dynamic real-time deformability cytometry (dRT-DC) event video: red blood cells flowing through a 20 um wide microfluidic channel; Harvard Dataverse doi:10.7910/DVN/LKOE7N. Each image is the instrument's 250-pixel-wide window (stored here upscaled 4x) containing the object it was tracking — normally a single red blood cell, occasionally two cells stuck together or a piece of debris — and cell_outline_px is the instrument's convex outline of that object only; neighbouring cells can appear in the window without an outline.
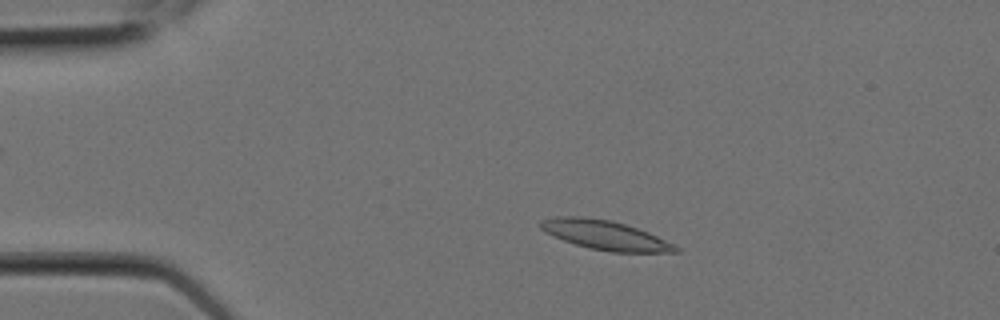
{"species": "Egyptian fruit bat (a non-hibernating species)", "species_latin": "Rousettus aegyptiacus", "temperature_condition": "room temperature", "stored_images_in_passage": 5, "camera_frame_rate_fps": 3000, "um_per_image_px": 0.085, "animal": {"sex": "female"}, "frame": {"image": 1, "passage_image": 2, "time_ms": 0.333, "image_size_px": [1000, 320], "cell_outline_px": [[680, 252], [612, 252], [588, 248], [552, 236], [544, 232], [540, 228], [540, 220], [556, 216], [580, 216], [612, 220], [648, 232], [680, 248]], "centroid_in_image_um": [51.38, 19.97], "position_along_channel_um": 33.6, "area_um2": 22.95}}
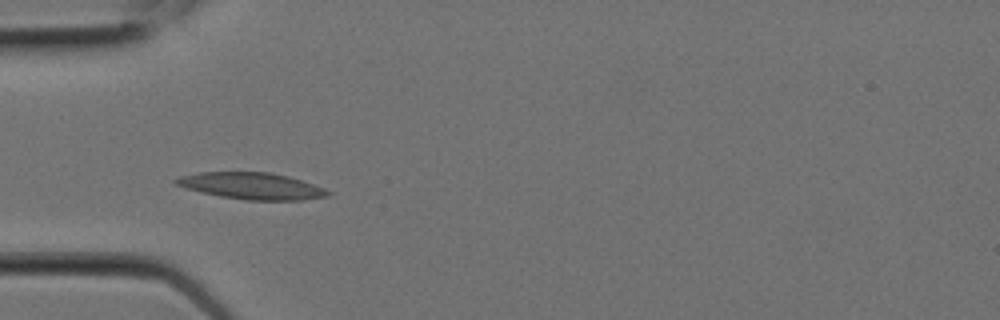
{"frame": {"image": 2, "passage_image": 4, "time_ms": 1.0, "image_size_px": [1000, 320], "cell_outline_px": [[332, 192], [328, 196], [300, 200], [244, 200], [220, 196], [188, 188], [176, 184], [172, 180], [180, 176], [200, 172], [272, 172], [288, 176], [324, 188]], "centroid_in_image_um": [21.41, 15.8], "position_along_channel_um": 63.6, "area_um2": 23.35}}
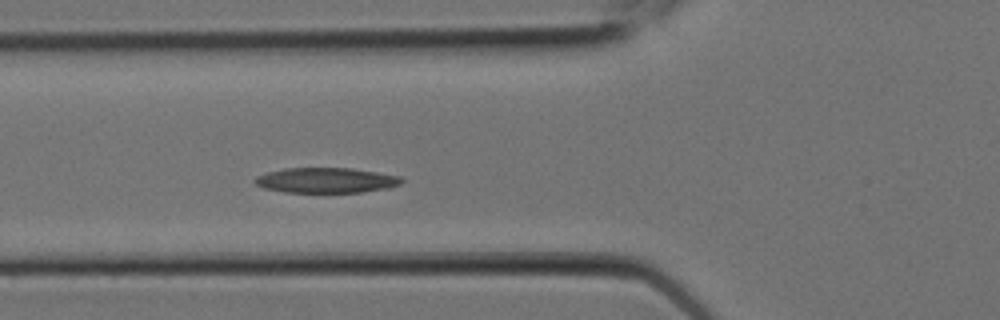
{"frame": {"image": 3, "passage_image": 5, "time_ms": 1.333, "image_size_px": [1000, 320], "cell_outline_px": [[404, 180], [400, 184], [392, 188], [360, 192], [284, 192], [264, 188], [256, 184], [252, 180], [256, 176], [268, 172], [284, 168], [352, 168], [400, 176]], "centroid_in_image_um": [27.73, 15.32], "position_along_channel_um": 98.1, "area_um2": 21.62}}